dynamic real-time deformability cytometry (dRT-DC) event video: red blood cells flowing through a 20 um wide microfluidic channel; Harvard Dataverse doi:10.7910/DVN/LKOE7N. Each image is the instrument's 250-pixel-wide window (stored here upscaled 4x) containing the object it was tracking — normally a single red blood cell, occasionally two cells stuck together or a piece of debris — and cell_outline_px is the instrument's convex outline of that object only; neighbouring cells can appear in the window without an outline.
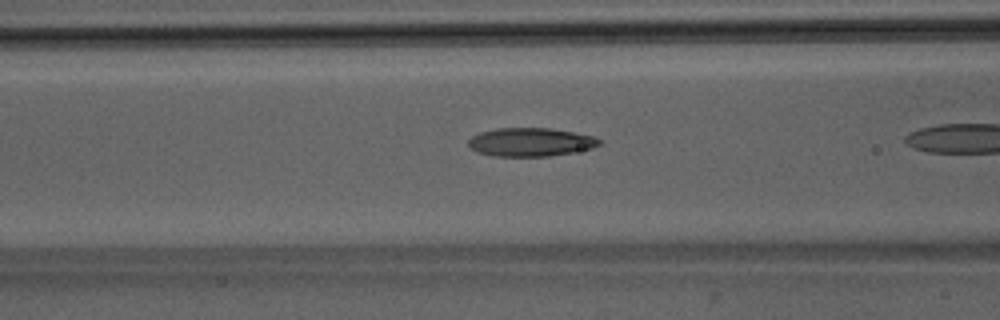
{"species": "Egyptian fruit bat (a non-hibernating species)", "species_latin": "Rousettus aegyptiacus", "temperature_condition": "room temperature", "stored_images_in_passage": 35, "camera_frame_rate_fps": 3000, "um_per_image_px": 0.085, "animal": {"sex": "male"}, "frame": {"image": 1, "passage_image": 16, "time_ms": 5.0, "image_size_px": [1000, 320], "cell_outline_px": [[600, 144], [592, 148], [572, 152], [548, 156], [492, 156], [476, 152], [468, 144], [468, 140], [472, 136], [480, 132], [496, 128], [552, 128], [592, 136], [600, 140]], "centroid_in_image_um": [45.05, 12.07], "position_along_channel_um": 121.5, "area_um2": 21.62}}